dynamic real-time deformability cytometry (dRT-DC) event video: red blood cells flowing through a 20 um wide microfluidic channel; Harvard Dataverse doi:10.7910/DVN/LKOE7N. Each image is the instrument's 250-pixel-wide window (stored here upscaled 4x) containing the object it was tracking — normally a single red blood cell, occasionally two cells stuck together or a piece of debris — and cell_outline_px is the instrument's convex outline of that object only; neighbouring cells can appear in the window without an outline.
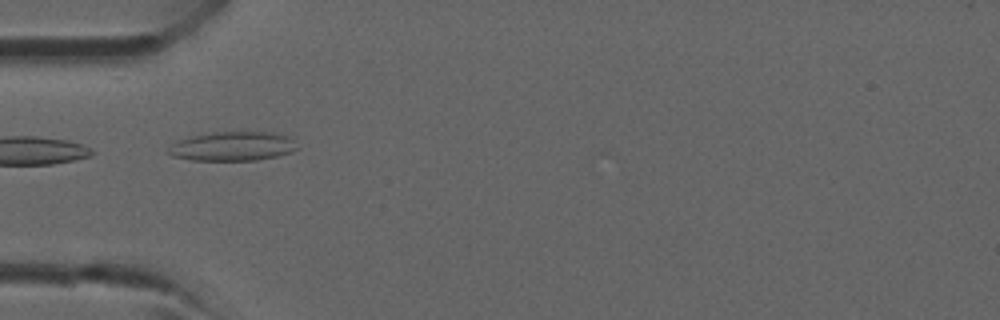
{"species": "common noctule bat (a hibernating species)", "species_latin": "Nyctalus noctula", "temperature_condition": "room temperature", "stored_images_in_passage": 5, "camera_frame_rate_fps": 3000, "um_per_image_px": 0.085, "animal": {"sex": "male", "forearm_length_mm": 52.5}, "frame": {"image": 1, "passage_image": 4, "time_ms": 3.333, "image_size_px": [1000, 320], "cell_outline_px": [[300, 148], [292, 152], [276, 156], [256, 160], [192, 160], [172, 156], [168, 152], [172, 144], [176, 140], [192, 136], [212, 132], [272, 132], [296, 136]], "centroid_in_image_um": [19.89, 12.42], "position_along_channel_um": 65.1, "area_um2": 22.31}}